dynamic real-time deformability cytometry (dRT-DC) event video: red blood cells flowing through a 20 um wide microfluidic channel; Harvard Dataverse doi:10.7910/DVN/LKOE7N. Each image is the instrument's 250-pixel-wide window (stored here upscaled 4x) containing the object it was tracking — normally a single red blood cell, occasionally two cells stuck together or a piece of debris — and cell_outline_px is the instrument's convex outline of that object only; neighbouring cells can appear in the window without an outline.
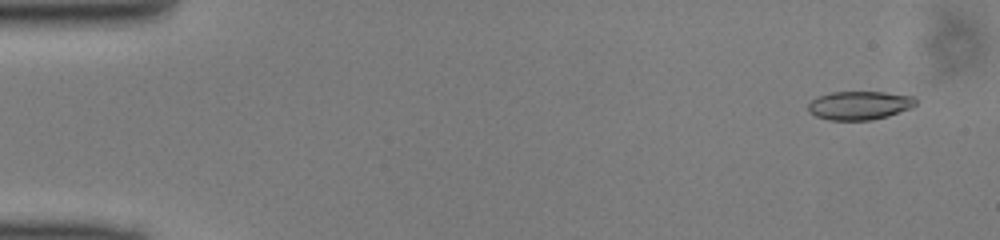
{"species": "common noctule bat (a hibernating species)", "species_latin": "Nyctalus noctula", "temperature_condition": "cold", "stored_images_in_passage": 50, "segment_of_instrument_passage": [1, 2], "camera_frame_rate_fps": 3000, "um_per_image_px": 0.085, "animal": {"sex": "male", "body_mass_g": 13.0, "forearm_length_mm": 53.1}, "frame": {"image": 1, "passage_image": 3, "time_ms": 0.667, "image_size_px": [1000, 240], "cell_outline_px": [[916, 104], [912, 108], [888, 116], [872, 120], [828, 120], [816, 116], [808, 112], [808, 104], [816, 96], [832, 92], [884, 92], [916, 96]], "centroid_in_image_um": [73.06, 8.95], "position_along_channel_um": 11.9, "area_um2": 18.15}}
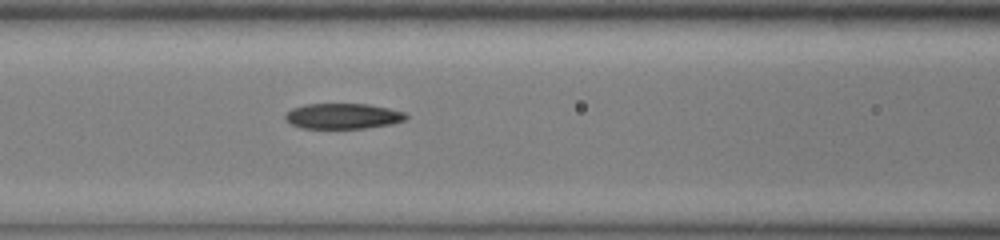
{"frame": {"image": 2, "passage_image": 21, "time_ms": 6.667, "image_size_px": [1000, 240], "cell_outline_px": [[408, 116], [404, 120], [392, 124], [364, 128], [300, 128], [292, 124], [284, 116], [292, 108], [308, 104], [368, 104], [388, 108], [404, 112]], "centroid_in_image_um": [29.17, 9.87], "position_along_channel_um": 137.4, "area_um2": 17.74}}
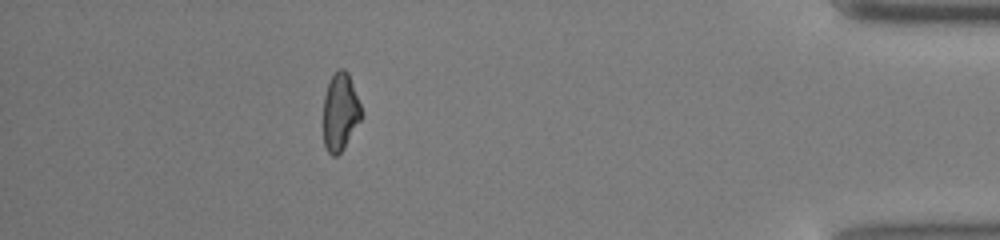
{"frame": {"image": 3, "passage_image": 44, "time_ms": 14.333, "image_size_px": [1000, 240], "cell_outline_px": [[364, 116], [344, 148], [336, 156], [332, 156], [328, 152], [324, 144], [324, 96], [328, 84], [336, 68], [344, 68], [348, 72], [364, 112]], "centroid_in_image_um": [28.96, 9.5], "position_along_channel_um": 406.2, "area_um2": 17.51}}